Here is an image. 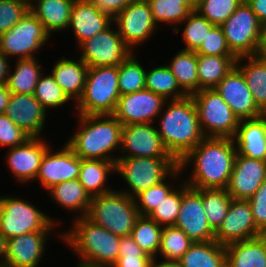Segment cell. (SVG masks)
Wrapping results in <instances>:
<instances>
[{
    "label": "cell",
    "mask_w": 266,
    "mask_h": 267,
    "mask_svg": "<svg viewBox=\"0 0 266 267\" xmlns=\"http://www.w3.org/2000/svg\"><path fill=\"white\" fill-rule=\"evenodd\" d=\"M15 65L12 73L9 69L7 88L14 94H34L36 84L43 73V66L39 64L36 57L17 60Z\"/></svg>",
    "instance_id": "obj_34"
},
{
    "label": "cell",
    "mask_w": 266,
    "mask_h": 267,
    "mask_svg": "<svg viewBox=\"0 0 266 267\" xmlns=\"http://www.w3.org/2000/svg\"><path fill=\"white\" fill-rule=\"evenodd\" d=\"M50 234L51 231H39L8 239L4 264L7 267H38Z\"/></svg>",
    "instance_id": "obj_23"
},
{
    "label": "cell",
    "mask_w": 266,
    "mask_h": 267,
    "mask_svg": "<svg viewBox=\"0 0 266 267\" xmlns=\"http://www.w3.org/2000/svg\"><path fill=\"white\" fill-rule=\"evenodd\" d=\"M79 130L66 145L80 159H100L115 162L112 152L121 147L123 125L114 115H78Z\"/></svg>",
    "instance_id": "obj_3"
},
{
    "label": "cell",
    "mask_w": 266,
    "mask_h": 267,
    "mask_svg": "<svg viewBox=\"0 0 266 267\" xmlns=\"http://www.w3.org/2000/svg\"><path fill=\"white\" fill-rule=\"evenodd\" d=\"M28 11V0H0V35L15 26Z\"/></svg>",
    "instance_id": "obj_48"
},
{
    "label": "cell",
    "mask_w": 266,
    "mask_h": 267,
    "mask_svg": "<svg viewBox=\"0 0 266 267\" xmlns=\"http://www.w3.org/2000/svg\"><path fill=\"white\" fill-rule=\"evenodd\" d=\"M40 138L32 137L23 145L9 148L6 164L19 182L36 180L42 158L51 147Z\"/></svg>",
    "instance_id": "obj_20"
},
{
    "label": "cell",
    "mask_w": 266,
    "mask_h": 267,
    "mask_svg": "<svg viewBox=\"0 0 266 267\" xmlns=\"http://www.w3.org/2000/svg\"><path fill=\"white\" fill-rule=\"evenodd\" d=\"M51 36L29 10L10 30L0 35V51L17 60L35 58ZM12 56V57H10Z\"/></svg>",
    "instance_id": "obj_10"
},
{
    "label": "cell",
    "mask_w": 266,
    "mask_h": 267,
    "mask_svg": "<svg viewBox=\"0 0 266 267\" xmlns=\"http://www.w3.org/2000/svg\"><path fill=\"white\" fill-rule=\"evenodd\" d=\"M56 221L27 200L0 196V233L12 237L39 231H53Z\"/></svg>",
    "instance_id": "obj_8"
},
{
    "label": "cell",
    "mask_w": 266,
    "mask_h": 267,
    "mask_svg": "<svg viewBox=\"0 0 266 267\" xmlns=\"http://www.w3.org/2000/svg\"><path fill=\"white\" fill-rule=\"evenodd\" d=\"M227 267H266V234L225 246Z\"/></svg>",
    "instance_id": "obj_28"
},
{
    "label": "cell",
    "mask_w": 266,
    "mask_h": 267,
    "mask_svg": "<svg viewBox=\"0 0 266 267\" xmlns=\"http://www.w3.org/2000/svg\"><path fill=\"white\" fill-rule=\"evenodd\" d=\"M30 138L23 129L14 124L6 114L0 115V145L16 147L25 144Z\"/></svg>",
    "instance_id": "obj_50"
},
{
    "label": "cell",
    "mask_w": 266,
    "mask_h": 267,
    "mask_svg": "<svg viewBox=\"0 0 266 267\" xmlns=\"http://www.w3.org/2000/svg\"><path fill=\"white\" fill-rule=\"evenodd\" d=\"M247 200L251 206L253 220L256 227L263 234H266V180Z\"/></svg>",
    "instance_id": "obj_51"
},
{
    "label": "cell",
    "mask_w": 266,
    "mask_h": 267,
    "mask_svg": "<svg viewBox=\"0 0 266 267\" xmlns=\"http://www.w3.org/2000/svg\"><path fill=\"white\" fill-rule=\"evenodd\" d=\"M193 242L215 240V231L208 223L201 197V189L183 184V196L175 225Z\"/></svg>",
    "instance_id": "obj_14"
},
{
    "label": "cell",
    "mask_w": 266,
    "mask_h": 267,
    "mask_svg": "<svg viewBox=\"0 0 266 267\" xmlns=\"http://www.w3.org/2000/svg\"><path fill=\"white\" fill-rule=\"evenodd\" d=\"M197 55L209 56H235L228 47L223 29L221 26H214L203 40L196 51Z\"/></svg>",
    "instance_id": "obj_49"
},
{
    "label": "cell",
    "mask_w": 266,
    "mask_h": 267,
    "mask_svg": "<svg viewBox=\"0 0 266 267\" xmlns=\"http://www.w3.org/2000/svg\"><path fill=\"white\" fill-rule=\"evenodd\" d=\"M101 12L114 18L120 13L132 0H88Z\"/></svg>",
    "instance_id": "obj_52"
},
{
    "label": "cell",
    "mask_w": 266,
    "mask_h": 267,
    "mask_svg": "<svg viewBox=\"0 0 266 267\" xmlns=\"http://www.w3.org/2000/svg\"><path fill=\"white\" fill-rule=\"evenodd\" d=\"M52 68L51 74L58 86L77 103L82 97L89 67L81 58L76 61L63 57L59 58Z\"/></svg>",
    "instance_id": "obj_26"
},
{
    "label": "cell",
    "mask_w": 266,
    "mask_h": 267,
    "mask_svg": "<svg viewBox=\"0 0 266 267\" xmlns=\"http://www.w3.org/2000/svg\"><path fill=\"white\" fill-rule=\"evenodd\" d=\"M201 197L206 217L211 228L216 231L227 215L231 195L226 189H201Z\"/></svg>",
    "instance_id": "obj_40"
},
{
    "label": "cell",
    "mask_w": 266,
    "mask_h": 267,
    "mask_svg": "<svg viewBox=\"0 0 266 267\" xmlns=\"http://www.w3.org/2000/svg\"><path fill=\"white\" fill-rule=\"evenodd\" d=\"M237 155L266 162V120L242 119L232 138Z\"/></svg>",
    "instance_id": "obj_25"
},
{
    "label": "cell",
    "mask_w": 266,
    "mask_h": 267,
    "mask_svg": "<svg viewBox=\"0 0 266 267\" xmlns=\"http://www.w3.org/2000/svg\"><path fill=\"white\" fill-rule=\"evenodd\" d=\"M163 180L134 197L139 215L148 216L175 188Z\"/></svg>",
    "instance_id": "obj_47"
},
{
    "label": "cell",
    "mask_w": 266,
    "mask_h": 267,
    "mask_svg": "<svg viewBox=\"0 0 266 267\" xmlns=\"http://www.w3.org/2000/svg\"><path fill=\"white\" fill-rule=\"evenodd\" d=\"M118 66L88 68L82 97L76 103L78 115H113L120 97Z\"/></svg>",
    "instance_id": "obj_5"
},
{
    "label": "cell",
    "mask_w": 266,
    "mask_h": 267,
    "mask_svg": "<svg viewBox=\"0 0 266 267\" xmlns=\"http://www.w3.org/2000/svg\"><path fill=\"white\" fill-rule=\"evenodd\" d=\"M193 243L180 228L163 226L158 254L166 261H178Z\"/></svg>",
    "instance_id": "obj_41"
},
{
    "label": "cell",
    "mask_w": 266,
    "mask_h": 267,
    "mask_svg": "<svg viewBox=\"0 0 266 267\" xmlns=\"http://www.w3.org/2000/svg\"><path fill=\"white\" fill-rule=\"evenodd\" d=\"M236 56L197 55L198 91L213 89L236 66Z\"/></svg>",
    "instance_id": "obj_32"
},
{
    "label": "cell",
    "mask_w": 266,
    "mask_h": 267,
    "mask_svg": "<svg viewBox=\"0 0 266 267\" xmlns=\"http://www.w3.org/2000/svg\"><path fill=\"white\" fill-rule=\"evenodd\" d=\"M82 61L89 67L119 66L133 52L125 45L118 29L110 25L80 45Z\"/></svg>",
    "instance_id": "obj_12"
},
{
    "label": "cell",
    "mask_w": 266,
    "mask_h": 267,
    "mask_svg": "<svg viewBox=\"0 0 266 267\" xmlns=\"http://www.w3.org/2000/svg\"><path fill=\"white\" fill-rule=\"evenodd\" d=\"M130 54L118 66V87L120 96L144 90L146 87V69Z\"/></svg>",
    "instance_id": "obj_39"
},
{
    "label": "cell",
    "mask_w": 266,
    "mask_h": 267,
    "mask_svg": "<svg viewBox=\"0 0 266 267\" xmlns=\"http://www.w3.org/2000/svg\"><path fill=\"white\" fill-rule=\"evenodd\" d=\"M10 96L11 92L7 88L6 83L0 84V115L5 113Z\"/></svg>",
    "instance_id": "obj_55"
},
{
    "label": "cell",
    "mask_w": 266,
    "mask_h": 267,
    "mask_svg": "<svg viewBox=\"0 0 266 267\" xmlns=\"http://www.w3.org/2000/svg\"><path fill=\"white\" fill-rule=\"evenodd\" d=\"M183 196V184L175 188L164 200L148 215L161 226L175 225L178 218Z\"/></svg>",
    "instance_id": "obj_46"
},
{
    "label": "cell",
    "mask_w": 266,
    "mask_h": 267,
    "mask_svg": "<svg viewBox=\"0 0 266 267\" xmlns=\"http://www.w3.org/2000/svg\"><path fill=\"white\" fill-rule=\"evenodd\" d=\"M8 62V57L0 51V84H4L7 81L10 69Z\"/></svg>",
    "instance_id": "obj_56"
},
{
    "label": "cell",
    "mask_w": 266,
    "mask_h": 267,
    "mask_svg": "<svg viewBox=\"0 0 266 267\" xmlns=\"http://www.w3.org/2000/svg\"><path fill=\"white\" fill-rule=\"evenodd\" d=\"M112 23L113 18L101 12L88 0H74L68 28L72 27L78 48L83 41L104 31L110 25H115Z\"/></svg>",
    "instance_id": "obj_24"
},
{
    "label": "cell",
    "mask_w": 266,
    "mask_h": 267,
    "mask_svg": "<svg viewBox=\"0 0 266 267\" xmlns=\"http://www.w3.org/2000/svg\"><path fill=\"white\" fill-rule=\"evenodd\" d=\"M239 120L261 116L241 71L235 66L214 88Z\"/></svg>",
    "instance_id": "obj_18"
},
{
    "label": "cell",
    "mask_w": 266,
    "mask_h": 267,
    "mask_svg": "<svg viewBox=\"0 0 266 267\" xmlns=\"http://www.w3.org/2000/svg\"><path fill=\"white\" fill-rule=\"evenodd\" d=\"M152 17L156 25L161 22L173 24V32L178 33L179 28L175 25L182 24V21L195 10V0H147Z\"/></svg>",
    "instance_id": "obj_36"
},
{
    "label": "cell",
    "mask_w": 266,
    "mask_h": 267,
    "mask_svg": "<svg viewBox=\"0 0 266 267\" xmlns=\"http://www.w3.org/2000/svg\"><path fill=\"white\" fill-rule=\"evenodd\" d=\"M40 76L35 92L34 97L40 102V104L46 109L48 108H59L63 106L66 102H69L71 99L66 95V93L58 86L52 74Z\"/></svg>",
    "instance_id": "obj_44"
},
{
    "label": "cell",
    "mask_w": 266,
    "mask_h": 267,
    "mask_svg": "<svg viewBox=\"0 0 266 267\" xmlns=\"http://www.w3.org/2000/svg\"><path fill=\"white\" fill-rule=\"evenodd\" d=\"M152 125V123H142L123 126L120 147L123 155L118 158H173L163 145L157 127Z\"/></svg>",
    "instance_id": "obj_15"
},
{
    "label": "cell",
    "mask_w": 266,
    "mask_h": 267,
    "mask_svg": "<svg viewBox=\"0 0 266 267\" xmlns=\"http://www.w3.org/2000/svg\"><path fill=\"white\" fill-rule=\"evenodd\" d=\"M237 152L232 138L205 137L180 162L183 170L193 161V170L185 181L194 189H226Z\"/></svg>",
    "instance_id": "obj_1"
},
{
    "label": "cell",
    "mask_w": 266,
    "mask_h": 267,
    "mask_svg": "<svg viewBox=\"0 0 266 267\" xmlns=\"http://www.w3.org/2000/svg\"><path fill=\"white\" fill-rule=\"evenodd\" d=\"M167 103L159 114L157 132L166 150L179 163L205 136L191 96Z\"/></svg>",
    "instance_id": "obj_2"
},
{
    "label": "cell",
    "mask_w": 266,
    "mask_h": 267,
    "mask_svg": "<svg viewBox=\"0 0 266 267\" xmlns=\"http://www.w3.org/2000/svg\"><path fill=\"white\" fill-rule=\"evenodd\" d=\"M221 27L229 49L237 58L255 56L261 23L245 0Z\"/></svg>",
    "instance_id": "obj_11"
},
{
    "label": "cell",
    "mask_w": 266,
    "mask_h": 267,
    "mask_svg": "<svg viewBox=\"0 0 266 267\" xmlns=\"http://www.w3.org/2000/svg\"><path fill=\"white\" fill-rule=\"evenodd\" d=\"M73 4L74 0H31L29 10L52 35L68 28Z\"/></svg>",
    "instance_id": "obj_27"
},
{
    "label": "cell",
    "mask_w": 266,
    "mask_h": 267,
    "mask_svg": "<svg viewBox=\"0 0 266 267\" xmlns=\"http://www.w3.org/2000/svg\"><path fill=\"white\" fill-rule=\"evenodd\" d=\"M244 0H197L195 10L213 25L221 26Z\"/></svg>",
    "instance_id": "obj_43"
},
{
    "label": "cell",
    "mask_w": 266,
    "mask_h": 267,
    "mask_svg": "<svg viewBox=\"0 0 266 267\" xmlns=\"http://www.w3.org/2000/svg\"><path fill=\"white\" fill-rule=\"evenodd\" d=\"M266 180V162L236 155L226 191L232 199H249Z\"/></svg>",
    "instance_id": "obj_21"
},
{
    "label": "cell",
    "mask_w": 266,
    "mask_h": 267,
    "mask_svg": "<svg viewBox=\"0 0 266 267\" xmlns=\"http://www.w3.org/2000/svg\"><path fill=\"white\" fill-rule=\"evenodd\" d=\"M178 262L181 267H227L226 249L215 240L194 242Z\"/></svg>",
    "instance_id": "obj_31"
},
{
    "label": "cell",
    "mask_w": 266,
    "mask_h": 267,
    "mask_svg": "<svg viewBox=\"0 0 266 267\" xmlns=\"http://www.w3.org/2000/svg\"><path fill=\"white\" fill-rule=\"evenodd\" d=\"M6 245L7 240L0 233V263H4V260L6 258Z\"/></svg>",
    "instance_id": "obj_58"
},
{
    "label": "cell",
    "mask_w": 266,
    "mask_h": 267,
    "mask_svg": "<svg viewBox=\"0 0 266 267\" xmlns=\"http://www.w3.org/2000/svg\"><path fill=\"white\" fill-rule=\"evenodd\" d=\"M145 89L162 96L165 100H179L188 95L180 88L176 77L167 65L146 71Z\"/></svg>",
    "instance_id": "obj_37"
},
{
    "label": "cell",
    "mask_w": 266,
    "mask_h": 267,
    "mask_svg": "<svg viewBox=\"0 0 266 267\" xmlns=\"http://www.w3.org/2000/svg\"><path fill=\"white\" fill-rule=\"evenodd\" d=\"M0 267H7L4 263H0Z\"/></svg>",
    "instance_id": "obj_61"
},
{
    "label": "cell",
    "mask_w": 266,
    "mask_h": 267,
    "mask_svg": "<svg viewBox=\"0 0 266 267\" xmlns=\"http://www.w3.org/2000/svg\"><path fill=\"white\" fill-rule=\"evenodd\" d=\"M191 97L194 100L199 125L205 137H234L240 120L214 88L201 89Z\"/></svg>",
    "instance_id": "obj_9"
},
{
    "label": "cell",
    "mask_w": 266,
    "mask_h": 267,
    "mask_svg": "<svg viewBox=\"0 0 266 267\" xmlns=\"http://www.w3.org/2000/svg\"><path fill=\"white\" fill-rule=\"evenodd\" d=\"M46 113L34 94L11 93L4 114L31 137H40L45 126Z\"/></svg>",
    "instance_id": "obj_22"
},
{
    "label": "cell",
    "mask_w": 266,
    "mask_h": 267,
    "mask_svg": "<svg viewBox=\"0 0 266 267\" xmlns=\"http://www.w3.org/2000/svg\"><path fill=\"white\" fill-rule=\"evenodd\" d=\"M156 260H154V263H153V267H181L180 263L178 261H159V262H156Z\"/></svg>",
    "instance_id": "obj_57"
},
{
    "label": "cell",
    "mask_w": 266,
    "mask_h": 267,
    "mask_svg": "<svg viewBox=\"0 0 266 267\" xmlns=\"http://www.w3.org/2000/svg\"><path fill=\"white\" fill-rule=\"evenodd\" d=\"M182 23L185 24L182 36L186 44L182 49L194 52L199 49L208 32L215 26L196 10L192 11Z\"/></svg>",
    "instance_id": "obj_42"
},
{
    "label": "cell",
    "mask_w": 266,
    "mask_h": 267,
    "mask_svg": "<svg viewBox=\"0 0 266 267\" xmlns=\"http://www.w3.org/2000/svg\"><path fill=\"white\" fill-rule=\"evenodd\" d=\"M255 56L266 58V23L261 24L260 39Z\"/></svg>",
    "instance_id": "obj_54"
},
{
    "label": "cell",
    "mask_w": 266,
    "mask_h": 267,
    "mask_svg": "<svg viewBox=\"0 0 266 267\" xmlns=\"http://www.w3.org/2000/svg\"><path fill=\"white\" fill-rule=\"evenodd\" d=\"M73 228L59 235L80 260L112 267L118 260L119 236L98 226L86 217H77Z\"/></svg>",
    "instance_id": "obj_4"
},
{
    "label": "cell",
    "mask_w": 266,
    "mask_h": 267,
    "mask_svg": "<svg viewBox=\"0 0 266 267\" xmlns=\"http://www.w3.org/2000/svg\"><path fill=\"white\" fill-rule=\"evenodd\" d=\"M263 235L256 227L248 200L232 199L227 215L215 231V241L221 245L244 241Z\"/></svg>",
    "instance_id": "obj_17"
},
{
    "label": "cell",
    "mask_w": 266,
    "mask_h": 267,
    "mask_svg": "<svg viewBox=\"0 0 266 267\" xmlns=\"http://www.w3.org/2000/svg\"><path fill=\"white\" fill-rule=\"evenodd\" d=\"M163 226L149 216H139L135 221L131 236L134 242L150 257L156 260L160 248Z\"/></svg>",
    "instance_id": "obj_38"
},
{
    "label": "cell",
    "mask_w": 266,
    "mask_h": 267,
    "mask_svg": "<svg viewBox=\"0 0 266 267\" xmlns=\"http://www.w3.org/2000/svg\"><path fill=\"white\" fill-rule=\"evenodd\" d=\"M261 116L266 120V107L262 110Z\"/></svg>",
    "instance_id": "obj_60"
},
{
    "label": "cell",
    "mask_w": 266,
    "mask_h": 267,
    "mask_svg": "<svg viewBox=\"0 0 266 267\" xmlns=\"http://www.w3.org/2000/svg\"><path fill=\"white\" fill-rule=\"evenodd\" d=\"M261 24L266 23V0H245Z\"/></svg>",
    "instance_id": "obj_53"
},
{
    "label": "cell",
    "mask_w": 266,
    "mask_h": 267,
    "mask_svg": "<svg viewBox=\"0 0 266 267\" xmlns=\"http://www.w3.org/2000/svg\"><path fill=\"white\" fill-rule=\"evenodd\" d=\"M48 190L52 200H55L59 206L64 207L66 210L79 213L77 217H86L92 198L86 192L78 178L56 184Z\"/></svg>",
    "instance_id": "obj_30"
},
{
    "label": "cell",
    "mask_w": 266,
    "mask_h": 267,
    "mask_svg": "<svg viewBox=\"0 0 266 267\" xmlns=\"http://www.w3.org/2000/svg\"><path fill=\"white\" fill-rule=\"evenodd\" d=\"M113 23L125 45L133 52L134 46L148 41L157 25L147 0H132L113 18Z\"/></svg>",
    "instance_id": "obj_13"
},
{
    "label": "cell",
    "mask_w": 266,
    "mask_h": 267,
    "mask_svg": "<svg viewBox=\"0 0 266 267\" xmlns=\"http://www.w3.org/2000/svg\"><path fill=\"white\" fill-rule=\"evenodd\" d=\"M115 172V162L100 159H81L78 180L91 198L113 191L105 183L108 174Z\"/></svg>",
    "instance_id": "obj_29"
},
{
    "label": "cell",
    "mask_w": 266,
    "mask_h": 267,
    "mask_svg": "<svg viewBox=\"0 0 266 267\" xmlns=\"http://www.w3.org/2000/svg\"><path fill=\"white\" fill-rule=\"evenodd\" d=\"M118 260L112 267H153L154 259L147 255L131 235L120 238Z\"/></svg>",
    "instance_id": "obj_45"
},
{
    "label": "cell",
    "mask_w": 266,
    "mask_h": 267,
    "mask_svg": "<svg viewBox=\"0 0 266 267\" xmlns=\"http://www.w3.org/2000/svg\"><path fill=\"white\" fill-rule=\"evenodd\" d=\"M139 216L134 198L121 190L114 189L91 199L86 218L111 233L123 237L131 235Z\"/></svg>",
    "instance_id": "obj_7"
},
{
    "label": "cell",
    "mask_w": 266,
    "mask_h": 267,
    "mask_svg": "<svg viewBox=\"0 0 266 267\" xmlns=\"http://www.w3.org/2000/svg\"><path fill=\"white\" fill-rule=\"evenodd\" d=\"M49 148L42 158L37 180L48 191L52 186L79 177L81 159L65 144L52 153Z\"/></svg>",
    "instance_id": "obj_19"
},
{
    "label": "cell",
    "mask_w": 266,
    "mask_h": 267,
    "mask_svg": "<svg viewBox=\"0 0 266 267\" xmlns=\"http://www.w3.org/2000/svg\"><path fill=\"white\" fill-rule=\"evenodd\" d=\"M244 59L248 62L242 64ZM236 67L243 74L255 103L263 110L266 107V58L242 56L237 58Z\"/></svg>",
    "instance_id": "obj_33"
},
{
    "label": "cell",
    "mask_w": 266,
    "mask_h": 267,
    "mask_svg": "<svg viewBox=\"0 0 266 267\" xmlns=\"http://www.w3.org/2000/svg\"><path fill=\"white\" fill-rule=\"evenodd\" d=\"M172 58L167 67L176 77L180 88L191 96L198 91V65L197 54L194 51L181 49Z\"/></svg>",
    "instance_id": "obj_35"
},
{
    "label": "cell",
    "mask_w": 266,
    "mask_h": 267,
    "mask_svg": "<svg viewBox=\"0 0 266 267\" xmlns=\"http://www.w3.org/2000/svg\"><path fill=\"white\" fill-rule=\"evenodd\" d=\"M115 172L120 174L129 186V191L123 189V192L134 198L140 192L159 184L167 177L169 180L170 177L178 179V175L183 170L174 158L130 157L118 158L115 163Z\"/></svg>",
    "instance_id": "obj_6"
},
{
    "label": "cell",
    "mask_w": 266,
    "mask_h": 267,
    "mask_svg": "<svg viewBox=\"0 0 266 267\" xmlns=\"http://www.w3.org/2000/svg\"><path fill=\"white\" fill-rule=\"evenodd\" d=\"M166 104L162 96L144 89L120 96L113 115L123 126L154 123Z\"/></svg>",
    "instance_id": "obj_16"
},
{
    "label": "cell",
    "mask_w": 266,
    "mask_h": 267,
    "mask_svg": "<svg viewBox=\"0 0 266 267\" xmlns=\"http://www.w3.org/2000/svg\"><path fill=\"white\" fill-rule=\"evenodd\" d=\"M79 265L77 267H105L99 264H94V263H90V262H86V261H82L80 260Z\"/></svg>",
    "instance_id": "obj_59"
}]
</instances>
